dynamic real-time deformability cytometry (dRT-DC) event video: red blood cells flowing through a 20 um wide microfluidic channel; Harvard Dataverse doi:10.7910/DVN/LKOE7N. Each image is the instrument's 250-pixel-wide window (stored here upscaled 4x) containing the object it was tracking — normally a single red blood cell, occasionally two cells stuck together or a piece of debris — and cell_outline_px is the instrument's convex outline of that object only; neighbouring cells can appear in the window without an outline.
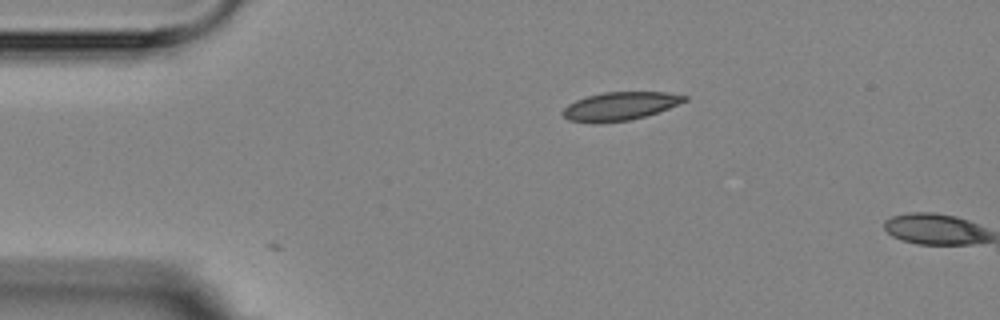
{"species": "Egyptian fruit bat (a non-hibernating species)", "species_latin": "Rousettus aegyptiacus", "temperature_condition": "room temperature", "stored_images_in_passage": 2, "camera_frame_rate_fps": 3000, "um_per_image_px": 0.085, "animal": {"sex": "female"}, "frame": {"image": 1, "passage_image": 1, "time_ms": 0.0, "image_size_px": [1000, 320], "cell_outline_px": [[688, 100], [668, 108], [644, 116], [628, 120], [596, 124], [592, 124], [568, 120], [560, 112], [568, 104], [576, 100], [588, 96], [604, 92], [668, 92], [688, 96]], "centroid_in_image_um": [52.66, 9.03], "position_along_channel_um": 32.3, "area_um2": 20.11}}